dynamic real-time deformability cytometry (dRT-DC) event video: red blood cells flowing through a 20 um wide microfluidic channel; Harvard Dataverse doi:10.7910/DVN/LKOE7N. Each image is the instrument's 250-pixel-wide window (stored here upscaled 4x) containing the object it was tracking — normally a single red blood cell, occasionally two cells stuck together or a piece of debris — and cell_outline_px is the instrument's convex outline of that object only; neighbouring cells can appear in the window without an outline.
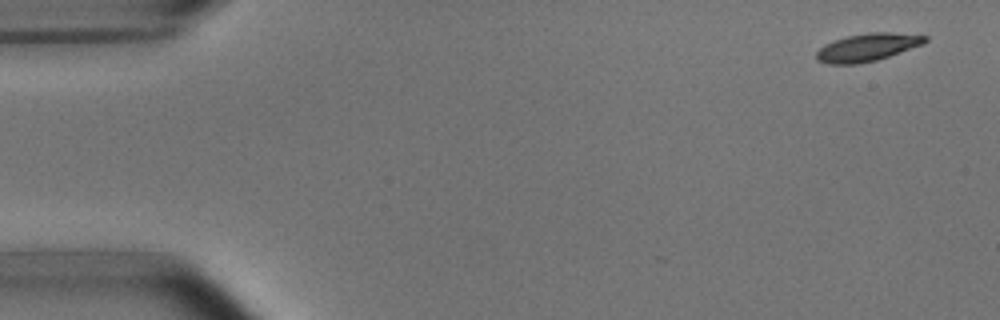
{"species": "common noctule bat (a hibernating species)", "species_latin": "Nyctalus noctula", "temperature_condition": "room temperature", "stored_images_in_passage": 4, "camera_frame_rate_fps": 3000, "um_per_image_px": 0.085, "animal": {"sex": "male", "body_mass_g": 15.6}, "frame": {"image": 1, "passage_image": 1, "time_ms": 0.0, "image_size_px": [1000, 320], "cell_outline_px": [[928, 40], [924, 44], [876, 60], [856, 64], [828, 64], [816, 60], [816, 52], [824, 44], [848, 36], [868, 32], [888, 32], [928, 36]], "centroid_in_image_um": [73.72, 4.02], "position_along_channel_um": 11.3, "area_um2": 17.46}}